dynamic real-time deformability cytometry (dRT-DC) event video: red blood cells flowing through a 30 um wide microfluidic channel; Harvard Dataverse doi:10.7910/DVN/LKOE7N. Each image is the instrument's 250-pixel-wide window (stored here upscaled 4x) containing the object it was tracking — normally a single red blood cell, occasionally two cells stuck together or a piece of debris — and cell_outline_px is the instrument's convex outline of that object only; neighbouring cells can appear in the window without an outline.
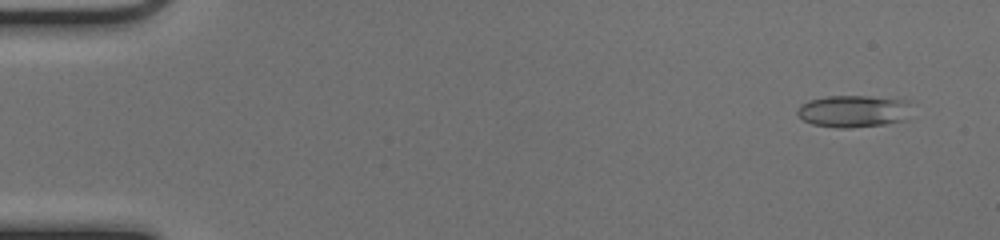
{"species": "common noctule bat (a hibernating species)", "species_latin": "Nyctalus noctula", "temperature_condition": "cold", "stored_images_in_passage": 48, "camera_frame_rate_fps": 3000, "um_per_image_px": 0.085, "animal": {"sex": "female", "body_mass_g": 17.0, "forearm_length_mm": 48.0}, "frame": {"image": 1, "passage_image": 3, "time_ms": 0.667, "image_size_px": [1000, 240], "cell_outline_px": [[916, 104], [908, 120], [884, 124], [848, 128], [840, 128], [812, 124], [804, 120], [796, 112], [800, 104], [808, 100], [828, 96], [868, 96], [912, 100]], "centroid_in_image_um": [72.68, 9.44], "position_along_channel_um": 12.3, "area_um2": 22.02}}
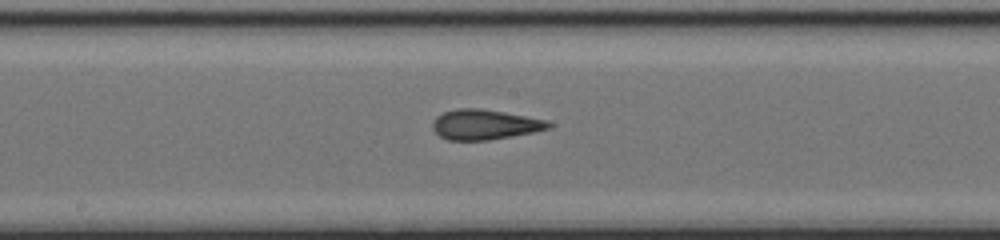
{"frame": {"image": 2, "passage_image": 28, "time_ms": 9.0, "image_size_px": [1000, 240], "cell_outline_px": [[552, 128], [512, 136], [488, 140], [448, 140], [440, 136], [432, 128], [432, 124], [436, 116], [444, 112], [456, 108], [480, 108], [504, 112], [548, 120], [552, 124]], "centroid_in_image_um": [41.21, 10.58], "position_along_channel_um": 207.0, "area_um2": 20.35}}
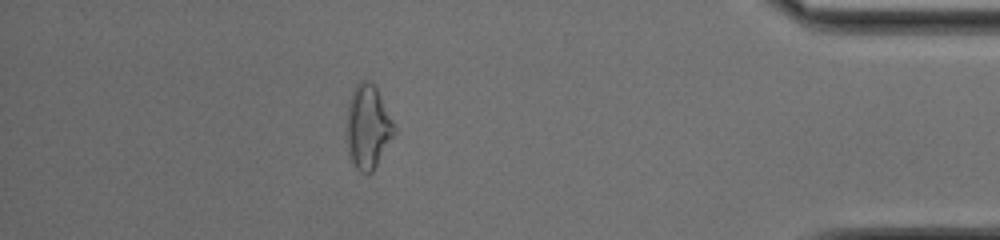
{"frame": {"image": 3, "passage_image": 46, "time_ms": 15.0, "image_size_px": [1000, 240], "cell_outline_px": [[396, 132], [372, 172], [368, 176], [364, 176], [352, 164], [348, 156], [348, 100], [356, 84], [360, 80], [368, 80], [376, 88], [396, 128]], "centroid_in_image_um": [31.26, 10.83], "position_along_channel_um": 403.9, "area_um2": 23.06}, "authors_computed_cell_mechanics": {"area_um2": 20.2878, "velocity_mm_per_s": 3.9852, "shape_relaxation_time_tau1_ms": 4.8369, "shape_relaxation_time_tau2_ms": 1.3638, "deformation_change_tau1": 0.1742, "deformation_change_tau2": 0.0975}}